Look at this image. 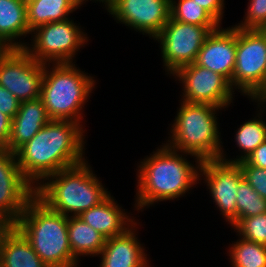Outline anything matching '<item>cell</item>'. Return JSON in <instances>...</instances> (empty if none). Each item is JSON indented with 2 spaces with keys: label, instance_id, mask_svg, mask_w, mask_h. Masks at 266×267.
<instances>
[{
  "label": "cell",
  "instance_id": "cell-1",
  "mask_svg": "<svg viewBox=\"0 0 266 267\" xmlns=\"http://www.w3.org/2000/svg\"><path fill=\"white\" fill-rule=\"evenodd\" d=\"M160 143L153 152L142 156L134 164L136 190L131 209L138 217L140 212L142 214L144 210L155 208L162 202L182 200L192 195L193 188L200 186L201 161L191 154L167 146L163 140Z\"/></svg>",
  "mask_w": 266,
  "mask_h": 267
},
{
  "label": "cell",
  "instance_id": "cell-2",
  "mask_svg": "<svg viewBox=\"0 0 266 267\" xmlns=\"http://www.w3.org/2000/svg\"><path fill=\"white\" fill-rule=\"evenodd\" d=\"M88 130L71 120H50L15 152L22 175L37 188L48 176L87 160Z\"/></svg>",
  "mask_w": 266,
  "mask_h": 267
},
{
  "label": "cell",
  "instance_id": "cell-3",
  "mask_svg": "<svg viewBox=\"0 0 266 267\" xmlns=\"http://www.w3.org/2000/svg\"><path fill=\"white\" fill-rule=\"evenodd\" d=\"M178 101L174 119L168 124V136L163 142L200 161L219 159L225 146L220 115L227 110L210 104Z\"/></svg>",
  "mask_w": 266,
  "mask_h": 267
},
{
  "label": "cell",
  "instance_id": "cell-4",
  "mask_svg": "<svg viewBox=\"0 0 266 267\" xmlns=\"http://www.w3.org/2000/svg\"><path fill=\"white\" fill-rule=\"evenodd\" d=\"M83 69L77 63L44 64L40 98L51 120H71L86 128L85 110L99 81Z\"/></svg>",
  "mask_w": 266,
  "mask_h": 267
},
{
  "label": "cell",
  "instance_id": "cell-5",
  "mask_svg": "<svg viewBox=\"0 0 266 267\" xmlns=\"http://www.w3.org/2000/svg\"><path fill=\"white\" fill-rule=\"evenodd\" d=\"M89 161L48 176L35 189V195L50 209L67 217L79 216L98 205L111 191Z\"/></svg>",
  "mask_w": 266,
  "mask_h": 267
},
{
  "label": "cell",
  "instance_id": "cell-6",
  "mask_svg": "<svg viewBox=\"0 0 266 267\" xmlns=\"http://www.w3.org/2000/svg\"><path fill=\"white\" fill-rule=\"evenodd\" d=\"M48 267H80L68 239V217L53 211L36 195L13 224Z\"/></svg>",
  "mask_w": 266,
  "mask_h": 267
},
{
  "label": "cell",
  "instance_id": "cell-7",
  "mask_svg": "<svg viewBox=\"0 0 266 267\" xmlns=\"http://www.w3.org/2000/svg\"><path fill=\"white\" fill-rule=\"evenodd\" d=\"M74 19L70 17L35 28L23 49L43 64L76 63L77 55L93 40L79 20Z\"/></svg>",
  "mask_w": 266,
  "mask_h": 267
},
{
  "label": "cell",
  "instance_id": "cell-8",
  "mask_svg": "<svg viewBox=\"0 0 266 267\" xmlns=\"http://www.w3.org/2000/svg\"><path fill=\"white\" fill-rule=\"evenodd\" d=\"M232 88L247 101L266 94V35L260 29L237 27Z\"/></svg>",
  "mask_w": 266,
  "mask_h": 267
},
{
  "label": "cell",
  "instance_id": "cell-9",
  "mask_svg": "<svg viewBox=\"0 0 266 267\" xmlns=\"http://www.w3.org/2000/svg\"><path fill=\"white\" fill-rule=\"evenodd\" d=\"M218 27L183 23L170 17L153 39L159 46L164 75L170 78L179 68L194 63L208 35Z\"/></svg>",
  "mask_w": 266,
  "mask_h": 267
},
{
  "label": "cell",
  "instance_id": "cell-10",
  "mask_svg": "<svg viewBox=\"0 0 266 267\" xmlns=\"http://www.w3.org/2000/svg\"><path fill=\"white\" fill-rule=\"evenodd\" d=\"M170 79L180 84L181 91L178 96L184 102L210 104L226 110L230 106H236L235 98L239 95L231 87L230 82L222 75L195 62L179 68Z\"/></svg>",
  "mask_w": 266,
  "mask_h": 267
},
{
  "label": "cell",
  "instance_id": "cell-11",
  "mask_svg": "<svg viewBox=\"0 0 266 267\" xmlns=\"http://www.w3.org/2000/svg\"><path fill=\"white\" fill-rule=\"evenodd\" d=\"M242 179L243 174L237 162L221 159L201 161L199 185L206 186V193L211 196L209 201L213 202L224 224L230 229L237 224L236 194Z\"/></svg>",
  "mask_w": 266,
  "mask_h": 267
},
{
  "label": "cell",
  "instance_id": "cell-12",
  "mask_svg": "<svg viewBox=\"0 0 266 267\" xmlns=\"http://www.w3.org/2000/svg\"><path fill=\"white\" fill-rule=\"evenodd\" d=\"M171 0H109L107 15L134 33L153 39L170 19Z\"/></svg>",
  "mask_w": 266,
  "mask_h": 267
},
{
  "label": "cell",
  "instance_id": "cell-13",
  "mask_svg": "<svg viewBox=\"0 0 266 267\" xmlns=\"http://www.w3.org/2000/svg\"><path fill=\"white\" fill-rule=\"evenodd\" d=\"M44 64L33 59L23 48H12L0 61V85L19 102L40 97Z\"/></svg>",
  "mask_w": 266,
  "mask_h": 267
},
{
  "label": "cell",
  "instance_id": "cell-14",
  "mask_svg": "<svg viewBox=\"0 0 266 267\" xmlns=\"http://www.w3.org/2000/svg\"><path fill=\"white\" fill-rule=\"evenodd\" d=\"M35 189L22 175L15 153L0 148V219L13 225L35 196Z\"/></svg>",
  "mask_w": 266,
  "mask_h": 267
},
{
  "label": "cell",
  "instance_id": "cell-15",
  "mask_svg": "<svg viewBox=\"0 0 266 267\" xmlns=\"http://www.w3.org/2000/svg\"><path fill=\"white\" fill-rule=\"evenodd\" d=\"M140 220L123 234L105 240V245L97 256L100 261L98 267H155L151 254L146 249L148 247L139 238V230L141 226L144 227Z\"/></svg>",
  "mask_w": 266,
  "mask_h": 267
},
{
  "label": "cell",
  "instance_id": "cell-16",
  "mask_svg": "<svg viewBox=\"0 0 266 267\" xmlns=\"http://www.w3.org/2000/svg\"><path fill=\"white\" fill-rule=\"evenodd\" d=\"M237 27L220 25L203 43L195 63L225 77L232 87L236 62Z\"/></svg>",
  "mask_w": 266,
  "mask_h": 267
},
{
  "label": "cell",
  "instance_id": "cell-17",
  "mask_svg": "<svg viewBox=\"0 0 266 267\" xmlns=\"http://www.w3.org/2000/svg\"><path fill=\"white\" fill-rule=\"evenodd\" d=\"M123 207L111 192L102 202L78 217L108 239L123 234L138 220L136 212H129Z\"/></svg>",
  "mask_w": 266,
  "mask_h": 267
},
{
  "label": "cell",
  "instance_id": "cell-18",
  "mask_svg": "<svg viewBox=\"0 0 266 267\" xmlns=\"http://www.w3.org/2000/svg\"><path fill=\"white\" fill-rule=\"evenodd\" d=\"M250 102L253 106L256 105L254 106L256 111L251 118L240 122V126L237 124L236 130L234 129V140L232 141L235 142L234 146L238 150L231 156L228 148L227 152L223 147L219 159L238 163L245 160L262 142L266 141V106L259 99L249 100L248 103ZM234 153L238 155H234Z\"/></svg>",
  "mask_w": 266,
  "mask_h": 267
},
{
  "label": "cell",
  "instance_id": "cell-19",
  "mask_svg": "<svg viewBox=\"0 0 266 267\" xmlns=\"http://www.w3.org/2000/svg\"><path fill=\"white\" fill-rule=\"evenodd\" d=\"M51 119L42 99L20 102L19 110L12 119L11 134L6 149L15 153L31 140Z\"/></svg>",
  "mask_w": 266,
  "mask_h": 267
},
{
  "label": "cell",
  "instance_id": "cell-20",
  "mask_svg": "<svg viewBox=\"0 0 266 267\" xmlns=\"http://www.w3.org/2000/svg\"><path fill=\"white\" fill-rule=\"evenodd\" d=\"M30 35L26 1L0 0V40L11 48H24Z\"/></svg>",
  "mask_w": 266,
  "mask_h": 267
},
{
  "label": "cell",
  "instance_id": "cell-21",
  "mask_svg": "<svg viewBox=\"0 0 266 267\" xmlns=\"http://www.w3.org/2000/svg\"><path fill=\"white\" fill-rule=\"evenodd\" d=\"M0 267H48L22 233L11 225L0 241Z\"/></svg>",
  "mask_w": 266,
  "mask_h": 267
},
{
  "label": "cell",
  "instance_id": "cell-22",
  "mask_svg": "<svg viewBox=\"0 0 266 267\" xmlns=\"http://www.w3.org/2000/svg\"><path fill=\"white\" fill-rule=\"evenodd\" d=\"M68 239L73 257L80 264L84 257L96 258L101 253L106 240L102 234L78 216L68 217Z\"/></svg>",
  "mask_w": 266,
  "mask_h": 267
},
{
  "label": "cell",
  "instance_id": "cell-23",
  "mask_svg": "<svg viewBox=\"0 0 266 267\" xmlns=\"http://www.w3.org/2000/svg\"><path fill=\"white\" fill-rule=\"evenodd\" d=\"M26 5L30 31L44 24L67 20L74 12L82 10L74 0H29Z\"/></svg>",
  "mask_w": 266,
  "mask_h": 267
},
{
  "label": "cell",
  "instance_id": "cell-24",
  "mask_svg": "<svg viewBox=\"0 0 266 267\" xmlns=\"http://www.w3.org/2000/svg\"><path fill=\"white\" fill-rule=\"evenodd\" d=\"M225 248L230 267H266V245L247 241L236 233Z\"/></svg>",
  "mask_w": 266,
  "mask_h": 267
},
{
  "label": "cell",
  "instance_id": "cell-25",
  "mask_svg": "<svg viewBox=\"0 0 266 267\" xmlns=\"http://www.w3.org/2000/svg\"><path fill=\"white\" fill-rule=\"evenodd\" d=\"M170 17L175 21L199 26H220V24L194 0H171Z\"/></svg>",
  "mask_w": 266,
  "mask_h": 267
},
{
  "label": "cell",
  "instance_id": "cell-26",
  "mask_svg": "<svg viewBox=\"0 0 266 267\" xmlns=\"http://www.w3.org/2000/svg\"><path fill=\"white\" fill-rule=\"evenodd\" d=\"M237 223L244 217L266 213V199L262 198L243 178L236 194Z\"/></svg>",
  "mask_w": 266,
  "mask_h": 267
},
{
  "label": "cell",
  "instance_id": "cell-27",
  "mask_svg": "<svg viewBox=\"0 0 266 267\" xmlns=\"http://www.w3.org/2000/svg\"><path fill=\"white\" fill-rule=\"evenodd\" d=\"M232 232L247 241L266 245V213L242 218Z\"/></svg>",
  "mask_w": 266,
  "mask_h": 267
},
{
  "label": "cell",
  "instance_id": "cell-28",
  "mask_svg": "<svg viewBox=\"0 0 266 267\" xmlns=\"http://www.w3.org/2000/svg\"><path fill=\"white\" fill-rule=\"evenodd\" d=\"M244 10L243 20L233 26L240 29L266 28V0H248Z\"/></svg>",
  "mask_w": 266,
  "mask_h": 267
},
{
  "label": "cell",
  "instance_id": "cell-29",
  "mask_svg": "<svg viewBox=\"0 0 266 267\" xmlns=\"http://www.w3.org/2000/svg\"><path fill=\"white\" fill-rule=\"evenodd\" d=\"M243 178L264 199H266V169L247 164L244 160L238 162Z\"/></svg>",
  "mask_w": 266,
  "mask_h": 267
},
{
  "label": "cell",
  "instance_id": "cell-30",
  "mask_svg": "<svg viewBox=\"0 0 266 267\" xmlns=\"http://www.w3.org/2000/svg\"><path fill=\"white\" fill-rule=\"evenodd\" d=\"M19 106L18 99L0 85V112L13 119L19 110Z\"/></svg>",
  "mask_w": 266,
  "mask_h": 267
},
{
  "label": "cell",
  "instance_id": "cell-31",
  "mask_svg": "<svg viewBox=\"0 0 266 267\" xmlns=\"http://www.w3.org/2000/svg\"><path fill=\"white\" fill-rule=\"evenodd\" d=\"M204 8L220 25H223L225 15V0H194Z\"/></svg>",
  "mask_w": 266,
  "mask_h": 267
},
{
  "label": "cell",
  "instance_id": "cell-32",
  "mask_svg": "<svg viewBox=\"0 0 266 267\" xmlns=\"http://www.w3.org/2000/svg\"><path fill=\"white\" fill-rule=\"evenodd\" d=\"M244 161L249 165L266 169V141L262 142Z\"/></svg>",
  "mask_w": 266,
  "mask_h": 267
},
{
  "label": "cell",
  "instance_id": "cell-33",
  "mask_svg": "<svg viewBox=\"0 0 266 267\" xmlns=\"http://www.w3.org/2000/svg\"><path fill=\"white\" fill-rule=\"evenodd\" d=\"M12 119L0 112V148H5L11 134Z\"/></svg>",
  "mask_w": 266,
  "mask_h": 267
},
{
  "label": "cell",
  "instance_id": "cell-34",
  "mask_svg": "<svg viewBox=\"0 0 266 267\" xmlns=\"http://www.w3.org/2000/svg\"><path fill=\"white\" fill-rule=\"evenodd\" d=\"M81 8L89 4V2L96 3L98 6L103 8V11H106L109 0H74ZM88 3V4H87Z\"/></svg>",
  "mask_w": 266,
  "mask_h": 267
},
{
  "label": "cell",
  "instance_id": "cell-35",
  "mask_svg": "<svg viewBox=\"0 0 266 267\" xmlns=\"http://www.w3.org/2000/svg\"><path fill=\"white\" fill-rule=\"evenodd\" d=\"M12 48L4 41L0 40V61L7 55Z\"/></svg>",
  "mask_w": 266,
  "mask_h": 267
},
{
  "label": "cell",
  "instance_id": "cell-36",
  "mask_svg": "<svg viewBox=\"0 0 266 267\" xmlns=\"http://www.w3.org/2000/svg\"><path fill=\"white\" fill-rule=\"evenodd\" d=\"M11 226V224L7 221L0 219V241L3 236V234L6 232V230Z\"/></svg>",
  "mask_w": 266,
  "mask_h": 267
},
{
  "label": "cell",
  "instance_id": "cell-37",
  "mask_svg": "<svg viewBox=\"0 0 266 267\" xmlns=\"http://www.w3.org/2000/svg\"><path fill=\"white\" fill-rule=\"evenodd\" d=\"M266 106V94L259 99Z\"/></svg>",
  "mask_w": 266,
  "mask_h": 267
},
{
  "label": "cell",
  "instance_id": "cell-38",
  "mask_svg": "<svg viewBox=\"0 0 266 267\" xmlns=\"http://www.w3.org/2000/svg\"><path fill=\"white\" fill-rule=\"evenodd\" d=\"M266 35V28L260 29Z\"/></svg>",
  "mask_w": 266,
  "mask_h": 267
}]
</instances>
